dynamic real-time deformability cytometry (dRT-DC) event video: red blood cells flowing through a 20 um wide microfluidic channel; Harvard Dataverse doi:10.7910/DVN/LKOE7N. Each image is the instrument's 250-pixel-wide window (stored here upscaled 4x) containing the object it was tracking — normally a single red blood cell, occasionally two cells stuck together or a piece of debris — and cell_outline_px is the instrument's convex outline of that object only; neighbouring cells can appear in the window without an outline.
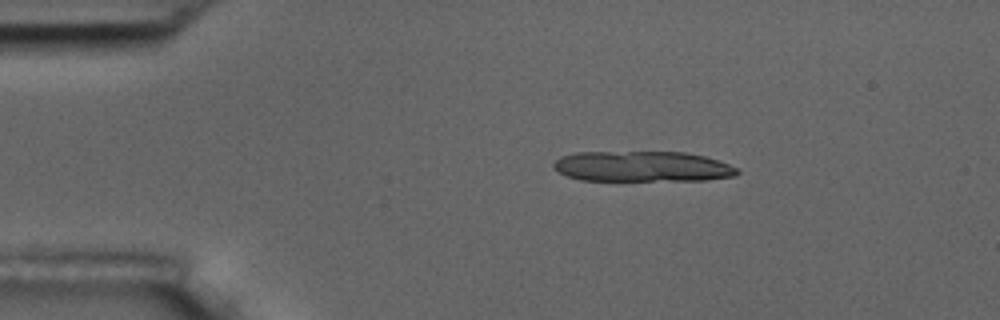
{"species": "common noctule bat (a hibernating species)", "species_latin": "Nyctalus noctula", "temperature_condition": "room temperature", "stored_images_in_passage": 4, "camera_frame_rate_fps": 3000, "um_per_image_px": 0.085, "animal": {"sex": "male", "body_mass_g": 17.5, "forearm_length_mm": 52.3}, "frame": {"image": 1, "passage_image": 2, "time_ms": 1.333, "image_size_px": [1000, 320], "cell_outline_px": [[740, 172], [736, 176], [704, 180], [580, 180], [568, 176], [552, 168], [552, 164], [560, 156], [576, 152], [684, 152], [704, 156], [728, 164], [736, 168]], "centroid_in_image_um": [54.57, 14.15], "position_along_channel_um": 30.4, "area_um2": 32.6}}